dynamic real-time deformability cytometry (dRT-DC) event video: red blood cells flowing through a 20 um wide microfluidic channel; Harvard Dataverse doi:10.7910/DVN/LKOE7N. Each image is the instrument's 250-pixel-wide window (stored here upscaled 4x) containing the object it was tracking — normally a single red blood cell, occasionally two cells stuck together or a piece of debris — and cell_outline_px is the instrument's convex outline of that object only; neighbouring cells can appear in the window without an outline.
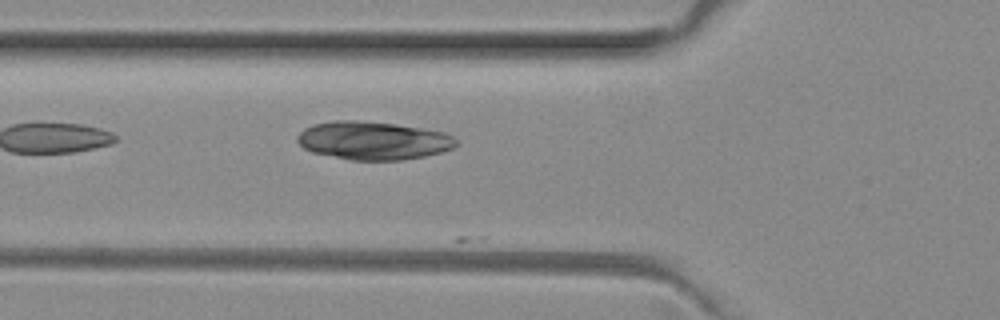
{"species": "common noctule bat (a hibernating species)", "species_latin": "Nyctalus noctula", "temperature_condition": "room temperature", "stored_images_in_passage": 2, "camera_frame_rate_fps": 3000, "um_per_image_px": 0.085, "animal": {"sex": "female", "body_mass_g": 29.2, "forearm_length_mm": 56.3}, "frame": {"image": 1, "passage_image": 2, "time_ms": 0.333, "image_size_px": [1000, 320], "cell_outline_px": [[460, 144], [452, 148], [440, 152], [424, 156], [400, 160], [352, 160], [312, 152], [304, 148], [296, 140], [296, 136], [304, 128], [312, 124], [332, 120], [360, 120], [396, 124], [444, 132], [452, 136]], "centroid_in_image_um": [31.69, 11.94], "position_along_channel_um": 94.1, "area_um2": 35.43}}